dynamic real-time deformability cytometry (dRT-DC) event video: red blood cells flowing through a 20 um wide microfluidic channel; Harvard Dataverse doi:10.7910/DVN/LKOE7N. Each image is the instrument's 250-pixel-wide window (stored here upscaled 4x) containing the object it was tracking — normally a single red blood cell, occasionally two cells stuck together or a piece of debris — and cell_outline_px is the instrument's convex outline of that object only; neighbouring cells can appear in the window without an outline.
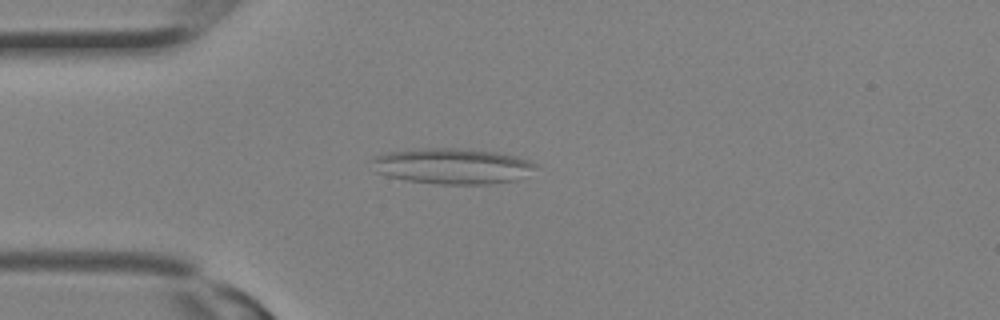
{"species": "Egyptian fruit bat (a non-hibernating species)", "species_latin": "Rousettus aegyptiacus", "temperature_condition": "room temperature", "stored_images_in_passage": 10, "camera_frame_rate_fps": 3000, "um_per_image_px": 0.085, "animal": {"sex": "female"}, "frame": {"image": 1, "passage_image": 7, "time_ms": 2.0, "image_size_px": [1000, 320], "cell_outline_px": [[536, 168], [516, 180], [488, 184], [440, 184], [404, 180], [372, 172], [372, 160], [376, 156], [388, 152], [424, 148], [452, 148], [496, 152], [516, 156], [528, 160], [536, 164]], "centroid_in_image_um": [38.39, 14.12], "position_along_channel_um": 46.6, "area_um2": 33.93}}